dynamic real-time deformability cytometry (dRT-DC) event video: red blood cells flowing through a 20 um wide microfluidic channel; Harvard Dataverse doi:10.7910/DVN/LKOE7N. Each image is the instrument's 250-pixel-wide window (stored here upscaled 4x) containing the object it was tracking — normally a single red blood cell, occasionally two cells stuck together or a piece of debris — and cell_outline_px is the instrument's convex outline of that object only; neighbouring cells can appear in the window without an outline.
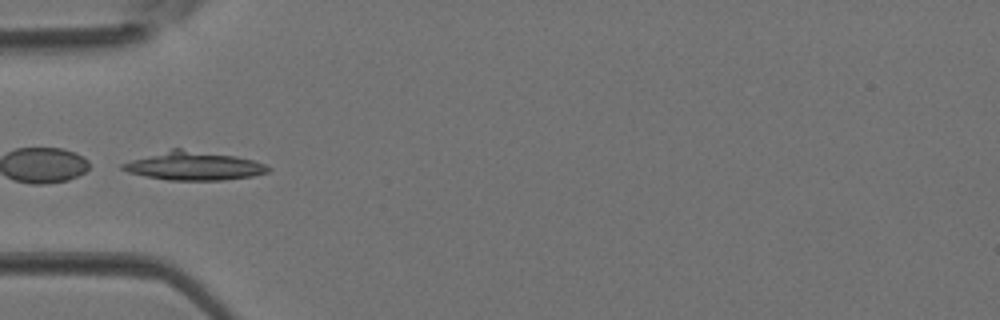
{"species": "Egyptian fruit bat (a non-hibernating species)", "species_latin": "Rousettus aegyptiacus", "temperature_condition": "room temperature", "stored_images_in_passage": 3, "camera_frame_rate_fps": 3000, "um_per_image_px": 0.085, "animal": {"sex": "female"}, "frame": {"image": 1, "passage_image": 3, "time_ms": 0.667, "image_size_px": [1000, 320], "cell_outline_px": [[272, 168], [268, 172], [252, 176], [224, 180], [168, 180], [128, 172], [120, 168], [120, 164], [132, 160], [172, 148], [180, 148], [236, 156], [252, 160], [264, 164]], "centroid_in_image_um": [16.49, 14.1], "position_along_channel_um": 68.5, "area_um2": 24.04}}